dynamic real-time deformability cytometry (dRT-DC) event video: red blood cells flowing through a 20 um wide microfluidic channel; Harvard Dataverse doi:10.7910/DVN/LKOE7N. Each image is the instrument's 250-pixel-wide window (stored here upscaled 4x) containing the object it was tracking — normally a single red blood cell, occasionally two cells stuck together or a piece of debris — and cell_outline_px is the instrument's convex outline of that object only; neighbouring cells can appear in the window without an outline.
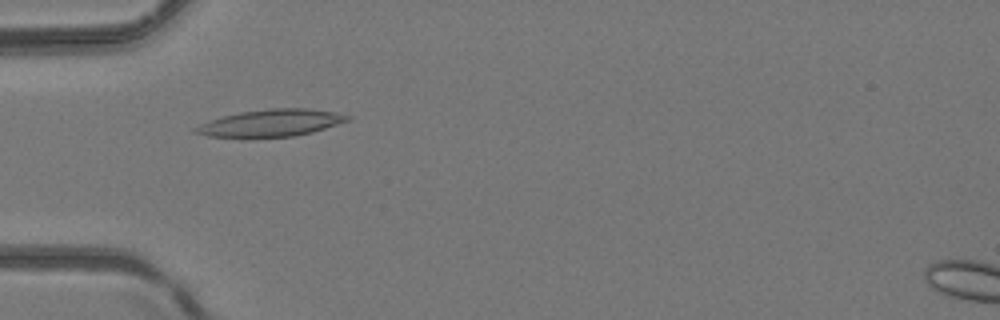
{"species": "common noctule bat (a hibernating species)", "species_latin": "Nyctalus noctula", "temperature_condition": "room temperature", "stored_images_in_passage": 6, "camera_frame_rate_fps": 3000, "um_per_image_px": 0.085, "animal": {"sex": "female", "body_mass_g": 24.6, "forearm_length_mm": 56.2}, "frame": {"image": 1, "passage_image": 5, "time_ms": 1.333, "image_size_px": [1000, 320], "cell_outline_px": [[352, 116], [348, 120], [312, 132], [292, 136], [208, 136], [192, 132], [192, 128], [200, 124], [224, 116], [240, 112], [272, 108], [308, 108], [336, 112]], "centroid_in_image_um": [23.04, 10.43], "position_along_channel_um": 62.0, "area_um2": 23.35}}
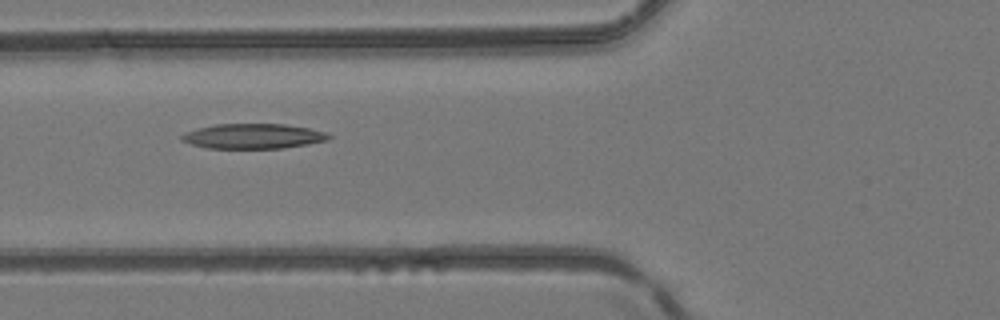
{"frame": {"image": 2, "passage_image": 6, "time_ms": 1.667, "image_size_px": [1000, 320], "cell_outline_px": [[332, 136], [328, 140], [308, 144], [284, 148], [208, 148], [192, 144], [180, 140], [180, 136], [184, 132], [216, 124], [284, 124], [308, 128], [324, 132]], "centroid_in_image_um": [21.51, 11.58], "position_along_channel_um": 104.3, "area_um2": 21.27}}